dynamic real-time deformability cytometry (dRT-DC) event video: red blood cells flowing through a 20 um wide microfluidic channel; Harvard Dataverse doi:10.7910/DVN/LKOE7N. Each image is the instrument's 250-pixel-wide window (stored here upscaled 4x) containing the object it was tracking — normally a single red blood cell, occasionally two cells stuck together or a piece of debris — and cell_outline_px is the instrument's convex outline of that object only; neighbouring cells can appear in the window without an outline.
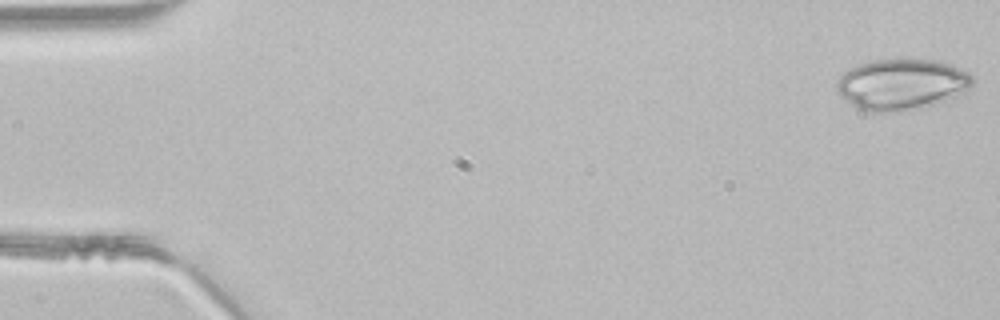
{"species": "common noctule bat (a hibernating species)", "species_latin": "Nyctalus noctula", "temperature_condition": "room temperature", "stored_images_in_passage": 46, "camera_frame_rate_fps": 3000, "um_per_image_px": 0.085, "animal": {"sex": "male", "body_mass_g": 21.5, "forearm_length_mm": 52.0}, "frame": {"image": 1, "passage_image": 1, "time_ms": 0.0, "image_size_px": [1000, 320], "cell_outline_px": [[972, 84], [968, 92], [924, 108], [896, 112], [868, 112], [856, 108], [840, 96], [836, 92], [836, 80], [844, 72], [860, 64], [872, 60], [932, 60], [952, 64], [968, 72], [972, 76]], "centroid_in_image_um": [76.64, 7.2], "position_along_channel_um": 8.4, "area_um2": 40.69}}
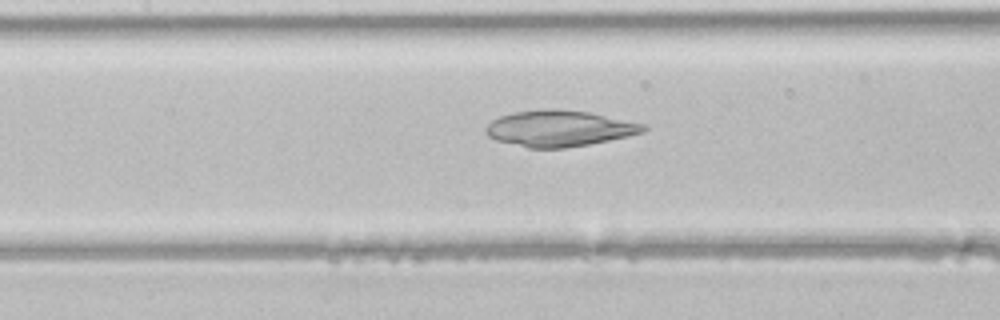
{"frame": {"image": 2, "passage_image": 21, "time_ms": 6.667, "image_size_px": [1000, 320], "cell_outline_px": [[648, 128], [644, 132], [628, 136], [588, 144], [564, 148], [528, 148], [496, 140], [488, 136], [484, 132], [484, 128], [492, 120], [500, 116], [512, 112], [544, 108], [560, 108], [588, 112], [648, 124]], "centroid_in_image_um": [47.53, 10.9], "position_along_channel_um": 159.9, "area_um2": 33.47}}
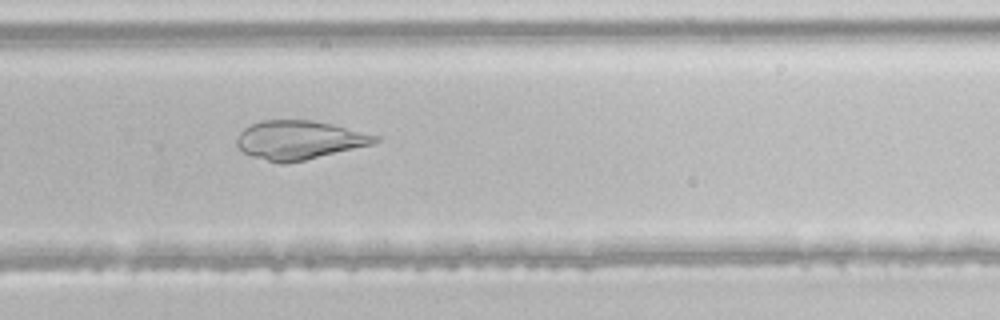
{"frame": {"image": 3, "passage_image": 31, "time_ms": 10.0, "image_size_px": [1000, 320], "cell_outline_px": [[380, 140], [372, 144], [304, 160], [284, 164], [280, 164], [252, 156], [244, 152], [236, 144], [236, 140], [240, 132], [244, 128], [260, 120], [312, 120], [332, 124], [380, 136]], "centroid_in_image_um": [25.42, 11.89], "position_along_channel_um": 304.4, "area_um2": 31.04}}